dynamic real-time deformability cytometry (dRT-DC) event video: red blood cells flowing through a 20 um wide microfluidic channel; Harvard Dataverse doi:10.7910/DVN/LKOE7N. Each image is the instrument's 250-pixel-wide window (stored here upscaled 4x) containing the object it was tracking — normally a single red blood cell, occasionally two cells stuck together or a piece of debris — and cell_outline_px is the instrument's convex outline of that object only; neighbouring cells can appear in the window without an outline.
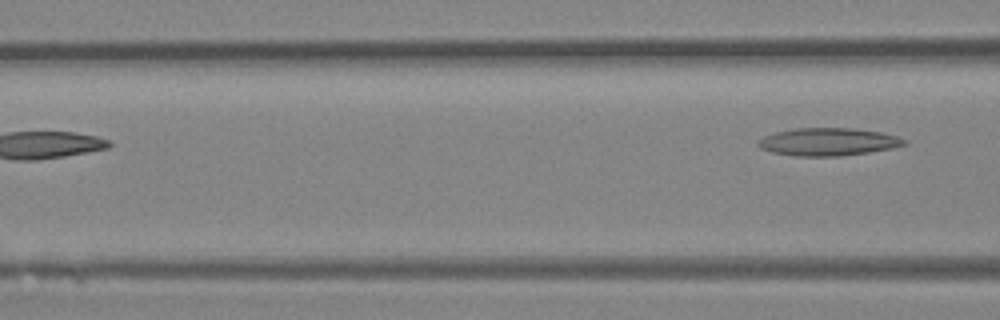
{"species": "Egyptian fruit bat (a non-hibernating species)", "species_latin": "Rousettus aegyptiacus", "temperature_condition": "room temperature", "stored_images_in_passage": 5, "camera_frame_rate_fps": 3000, "um_per_image_px": 0.085, "animal": {"sex": "female"}, "frame": {"image": 1, "passage_image": 5, "time_ms": 1.333, "image_size_px": [1000, 320], "cell_outline_px": [[908, 144], [892, 148], [868, 152], [840, 156], [792, 156], [772, 152], [760, 148], [756, 144], [756, 140], [764, 136], [776, 132], [796, 128], [856, 128], [880, 132], [896, 136], [908, 140]], "centroid_in_image_um": [70.38, 12.05], "position_along_channel_um": 96.2, "area_um2": 23.76}}